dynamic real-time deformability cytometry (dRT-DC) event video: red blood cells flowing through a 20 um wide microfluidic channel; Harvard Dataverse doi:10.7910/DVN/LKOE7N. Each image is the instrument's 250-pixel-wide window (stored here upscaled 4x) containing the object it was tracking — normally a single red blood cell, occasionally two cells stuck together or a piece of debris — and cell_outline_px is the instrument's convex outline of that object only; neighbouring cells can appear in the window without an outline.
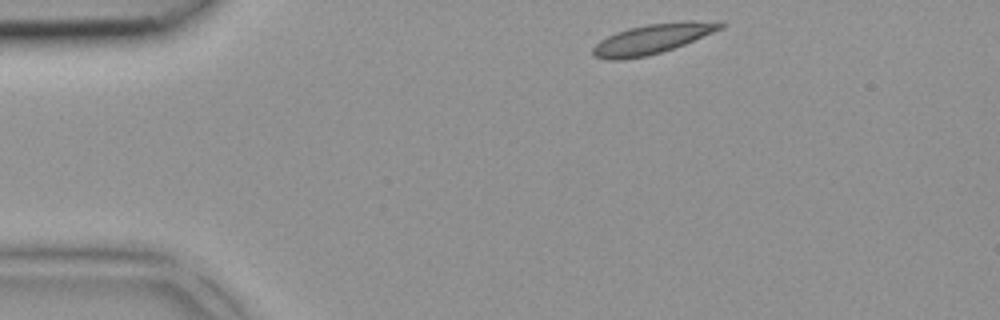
{"species": "common noctule bat (a hibernating species)", "species_latin": "Nyctalus noctula", "temperature_condition": "room temperature", "stored_images_in_passage": 2, "camera_frame_rate_fps": 3000, "um_per_image_px": 0.085, "animal": {"sex": "female", "body_mass_g": 18.4}, "frame": {"image": 1, "passage_image": 1, "time_ms": 0.0, "image_size_px": [1000, 320], "cell_outline_px": [[728, 24], [724, 28], [684, 44], [648, 56], [620, 60], [608, 60], [592, 56], [592, 48], [600, 40], [616, 32], [628, 28], [648, 24], [684, 20], [720, 20]], "centroid_in_image_um": [55.52, 3.28], "position_along_channel_um": 29.5, "area_um2": 22.54}}